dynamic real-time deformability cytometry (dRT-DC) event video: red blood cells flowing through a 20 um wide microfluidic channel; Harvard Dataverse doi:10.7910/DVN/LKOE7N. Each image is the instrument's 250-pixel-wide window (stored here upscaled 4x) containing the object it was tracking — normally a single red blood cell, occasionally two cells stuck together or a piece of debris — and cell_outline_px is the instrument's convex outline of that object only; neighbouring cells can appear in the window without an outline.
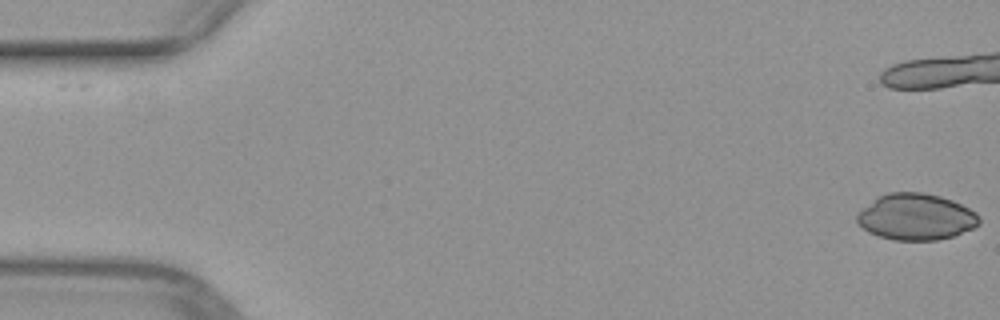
{"species": "common noctule bat (a hibernating species)", "species_latin": "Nyctalus noctula", "temperature_condition": "warm", "stored_images_in_passage": 41, "camera_frame_rate_fps": 3000, "um_per_image_px": 0.085, "animal": {"sex": "female", "body_mass_g": 29.2, "forearm_length_mm": 56.3}, "frame": {"image": 1, "passage_image": 1, "time_ms": 0.0, "image_size_px": [1000, 320], "cell_outline_px": [[980, 224], [972, 228], [952, 236], [936, 240], [896, 240], [880, 236], [868, 232], [856, 220], [856, 212], [880, 196], [888, 192], [924, 192], [940, 196], [952, 200], [976, 212], [980, 216]], "centroid_in_image_um": [77.86, 18.42], "position_along_channel_um": 7.1, "area_um2": 32.83}}